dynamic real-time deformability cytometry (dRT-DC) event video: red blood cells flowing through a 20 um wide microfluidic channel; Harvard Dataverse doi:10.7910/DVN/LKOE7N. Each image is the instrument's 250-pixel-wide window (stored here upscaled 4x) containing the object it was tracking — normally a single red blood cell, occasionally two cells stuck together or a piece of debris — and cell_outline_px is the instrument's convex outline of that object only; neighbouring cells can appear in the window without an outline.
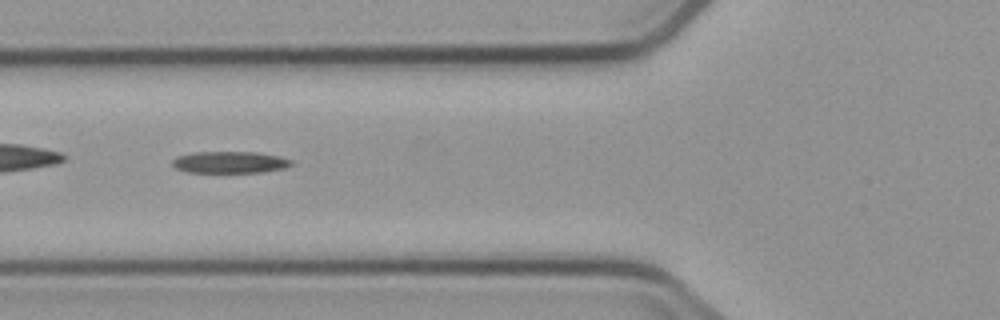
{"species": "common noctule bat (a hibernating species)", "species_latin": "Nyctalus noctula", "temperature_condition": "cold", "stored_images_in_passage": 8, "camera_frame_rate_fps": 3000, "um_per_image_px": 0.085, "animal": {"sex": "male", "body_mass_g": 23.1, "forearm_length_mm": 52.7}, "frame": {"image": 1, "passage_image": 3, "time_ms": 3.333, "image_size_px": [1000, 320], "cell_outline_px": [[292, 164], [284, 168], [264, 172], [188, 172], [176, 168], [172, 164], [172, 160], [176, 156], [192, 152], [256, 152], [280, 156], [292, 160]], "centroid_in_image_um": [19.53, 13.78], "position_along_channel_um": 106.3, "area_um2": 15.09}}
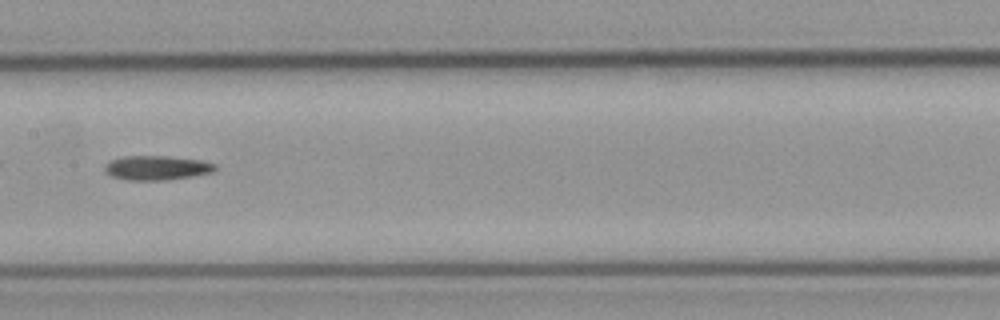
{"frame": {"image": 2, "passage_image": 5, "time_ms": 5.667, "image_size_px": [1000, 320], "cell_outline_px": [[216, 168], [212, 172], [192, 176], [164, 180], [128, 180], [112, 176], [104, 172], [104, 164], [112, 160], [124, 156], [168, 156], [200, 160], [216, 164]], "centroid_in_image_um": [13.3, 14.26], "position_along_channel_um": 194.1, "area_um2": 15.61}}
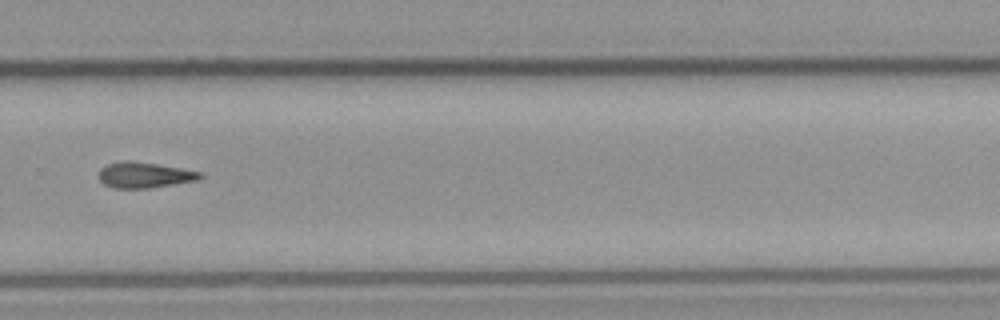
{"frame": {"image": 3, "passage_image": 8, "time_ms": 9.0, "image_size_px": [1000, 320], "cell_outline_px": [[204, 176], [196, 180], [148, 188], [112, 188], [104, 184], [100, 180], [100, 168], [108, 164], [124, 160], [132, 160], [204, 172]], "centroid_in_image_um": [12.28, 14.87], "position_along_channel_um": 317.5, "area_um2": 15.09}}